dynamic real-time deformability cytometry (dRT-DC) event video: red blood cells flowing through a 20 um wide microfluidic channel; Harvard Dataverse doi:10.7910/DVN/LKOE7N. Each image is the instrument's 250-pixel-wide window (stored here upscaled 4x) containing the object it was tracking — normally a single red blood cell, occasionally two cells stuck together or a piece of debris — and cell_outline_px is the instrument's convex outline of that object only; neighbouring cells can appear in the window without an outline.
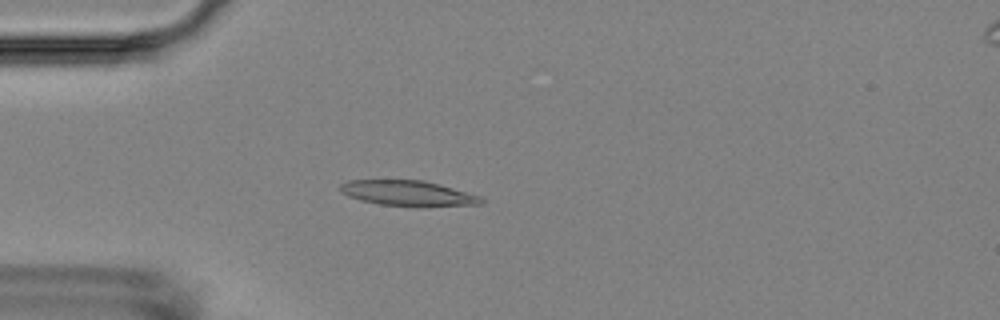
{"species": "Egyptian fruit bat (a non-hibernating species)", "species_latin": "Rousettus aegyptiacus", "temperature_condition": "room temperature", "stored_images_in_passage": 5, "camera_frame_rate_fps": 3000, "um_per_image_px": 0.085, "animal": {"sex": "female"}, "frame": {"image": 1, "passage_image": 4, "time_ms": 4.667, "image_size_px": [1000, 320], "cell_outline_px": [[484, 204], [424, 208], [420, 208], [380, 204], [360, 200], [348, 196], [340, 192], [340, 184], [348, 180], [424, 180], [480, 196], [484, 200]], "centroid_in_image_um": [34.7, 16.45], "position_along_channel_um": 50.3, "area_um2": 21.27}}